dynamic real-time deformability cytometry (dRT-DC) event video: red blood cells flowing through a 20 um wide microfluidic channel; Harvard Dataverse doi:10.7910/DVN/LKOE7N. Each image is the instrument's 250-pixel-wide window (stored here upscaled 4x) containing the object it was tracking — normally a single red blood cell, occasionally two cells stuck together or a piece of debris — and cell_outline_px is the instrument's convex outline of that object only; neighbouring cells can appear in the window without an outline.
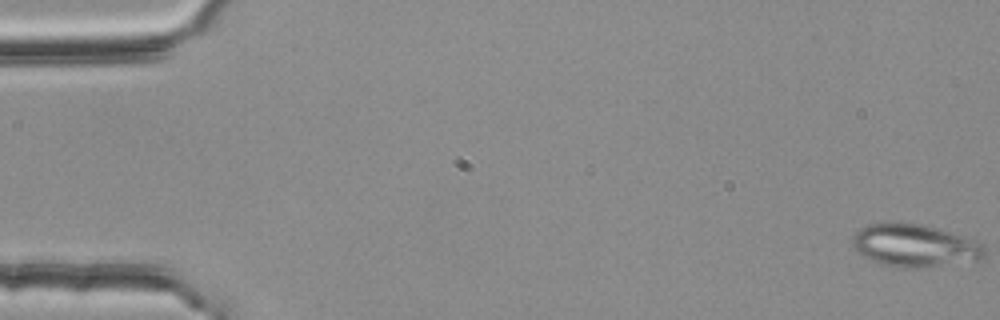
{"species": "common noctule bat (a hibernating species)", "species_latin": "Nyctalus noctula", "temperature_condition": "room temperature", "stored_images_in_passage": 54, "segment_of_instrument_passage": [1, 2], "camera_frame_rate_fps": 3000, "um_per_image_px": 0.085, "animal": {"sex": "female", "body_mass_g": 25.1}, "frame": {"image": 1, "passage_image": 1, "time_ms": 0.0, "image_size_px": [1000, 320], "cell_outline_px": [[984, 256], [980, 260], [916, 268], [900, 268], [884, 264], [864, 256], [856, 252], [852, 244], [852, 236], [860, 228], [868, 224], [920, 224], [964, 236], [976, 240], [984, 244]], "centroid_in_image_um": [77.76, 20.89], "position_along_channel_um": 7.2, "area_um2": 32.31}}